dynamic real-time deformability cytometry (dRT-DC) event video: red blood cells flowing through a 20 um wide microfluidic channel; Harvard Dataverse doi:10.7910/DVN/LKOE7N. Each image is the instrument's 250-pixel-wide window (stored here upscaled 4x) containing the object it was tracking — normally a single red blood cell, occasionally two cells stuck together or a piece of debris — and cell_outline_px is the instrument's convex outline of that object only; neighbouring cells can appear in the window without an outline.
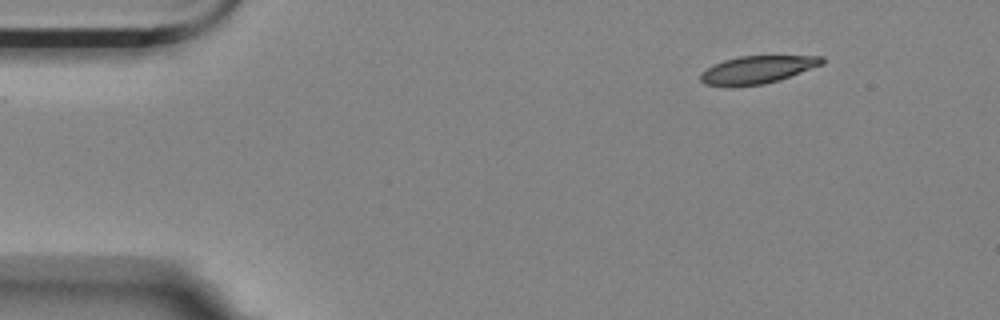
{"species": "Egyptian fruit bat (a non-hibernating species)", "species_latin": "Rousettus aegyptiacus", "temperature_condition": "room temperature", "stored_images_in_passage": 13, "camera_frame_rate_fps": 3000, "um_per_image_px": 0.085, "animal": {"sex": "female"}, "frame": {"image": 1, "passage_image": 1, "time_ms": 0.0, "image_size_px": [1000, 320], "cell_outline_px": [[824, 64], [780, 80], [764, 84], [704, 84], [700, 80], [700, 72], [712, 64], [724, 60], [740, 56], [824, 56]], "centroid_in_image_um": [64.41, 5.89], "position_along_channel_um": 20.6, "area_um2": 19.19}}
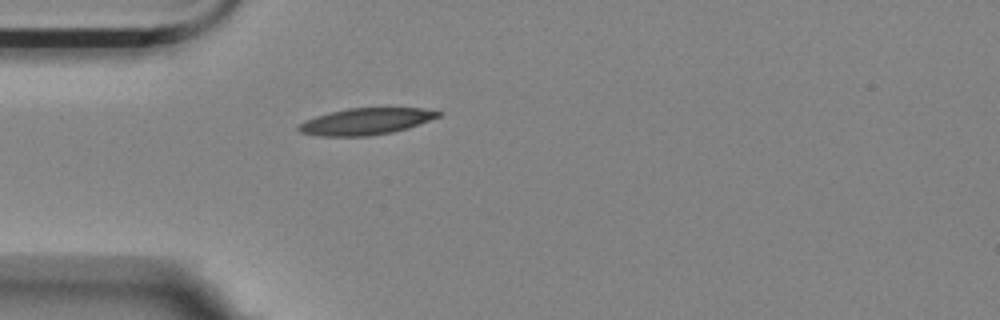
{"frame": {"image": 2, "passage_image": 10, "time_ms": 3.0, "image_size_px": [1000, 320], "cell_outline_px": [[444, 112], [440, 116], [408, 128], [392, 132], [368, 136], [316, 136], [300, 132], [296, 128], [296, 124], [304, 120], [316, 116], [348, 108], [424, 108]], "centroid_in_image_um": [31.07, 10.32], "position_along_channel_um": 53.9, "area_um2": 21.73}}